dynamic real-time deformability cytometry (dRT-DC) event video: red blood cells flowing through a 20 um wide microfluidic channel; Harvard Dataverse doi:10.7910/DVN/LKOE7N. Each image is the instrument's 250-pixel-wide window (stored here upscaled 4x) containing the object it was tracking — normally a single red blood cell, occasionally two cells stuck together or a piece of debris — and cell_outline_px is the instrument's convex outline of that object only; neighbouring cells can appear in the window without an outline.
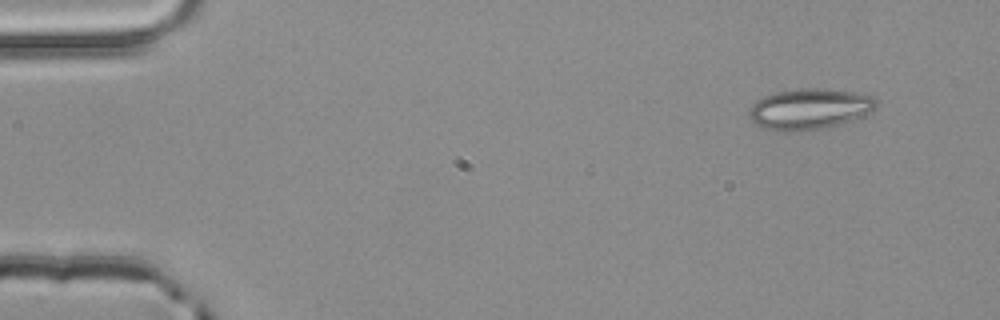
{"species": "common noctule bat (a hibernating species)", "species_latin": "Nyctalus noctula", "temperature_condition": "room temperature", "stored_images_in_passage": 3, "camera_frame_rate_fps": 3000, "um_per_image_px": 0.085, "animal": {"sex": "male", "body_mass_g": 20.4}, "frame": {"image": 1, "passage_image": 1, "time_ms": 0.0, "image_size_px": [1000, 320], "cell_outline_px": [[880, 104], [868, 112], [852, 120], [820, 128], [792, 132], [784, 132], [760, 128], [748, 116], [748, 112], [752, 104], [756, 100], [764, 96], [776, 92], [796, 88], [828, 88], [856, 92], [872, 96]], "centroid_in_image_um": [68.76, 9.24], "position_along_channel_um": 16.2, "area_um2": 30.4}}